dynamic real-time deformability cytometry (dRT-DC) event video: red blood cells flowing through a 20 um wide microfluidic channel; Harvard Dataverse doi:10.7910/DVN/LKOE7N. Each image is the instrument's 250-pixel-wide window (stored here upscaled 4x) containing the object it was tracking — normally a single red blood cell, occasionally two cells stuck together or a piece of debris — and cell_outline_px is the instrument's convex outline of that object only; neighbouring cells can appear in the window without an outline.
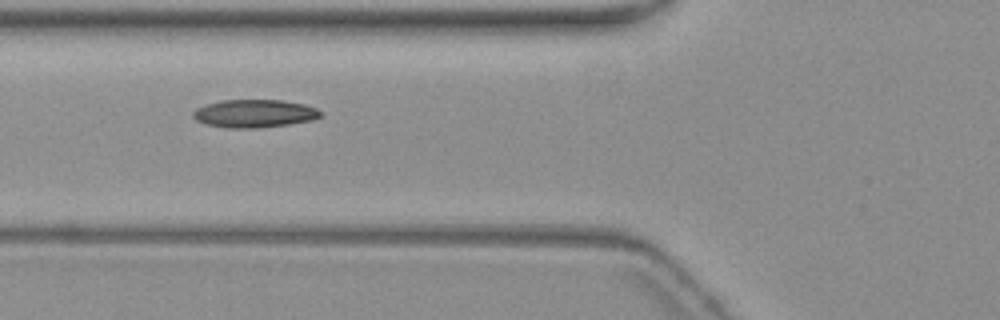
{"species": "common noctule bat (a hibernating species)", "species_latin": "Nyctalus noctula", "temperature_condition": "warm", "stored_images_in_passage": 7, "camera_frame_rate_fps": 3000, "um_per_image_px": 0.085, "animal": {"sex": "female", "body_mass_g": 19.3, "forearm_length_mm": 54.1}, "frame": {"image": 1, "passage_image": 6, "time_ms": 7.0, "image_size_px": [1000, 320], "cell_outline_px": [[324, 112], [320, 116], [312, 120], [288, 124], [256, 128], [228, 128], [208, 124], [196, 120], [192, 116], [192, 112], [196, 108], [204, 104], [220, 100], [284, 100], [304, 104], [316, 108]], "centroid_in_image_um": [21.61, 9.64], "position_along_channel_um": 104.2, "area_um2": 20.87}}
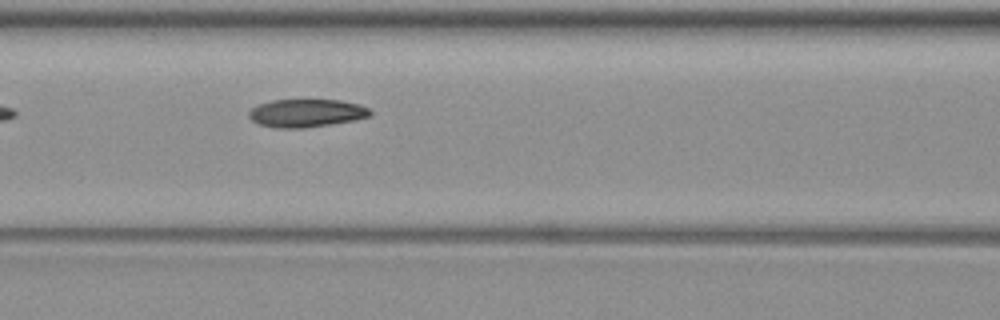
{"frame": {"image": 2, "passage_image": 7, "time_ms": 8.0, "image_size_px": [1000, 320], "cell_outline_px": [[372, 112], [368, 116], [356, 120], [304, 128], [276, 128], [260, 124], [252, 120], [248, 116], [248, 112], [252, 108], [260, 104], [272, 100], [340, 100], [360, 104], [368, 108]], "centroid_in_image_um": [26.04, 9.61], "position_along_channel_um": 140.6, "area_um2": 19.71}}